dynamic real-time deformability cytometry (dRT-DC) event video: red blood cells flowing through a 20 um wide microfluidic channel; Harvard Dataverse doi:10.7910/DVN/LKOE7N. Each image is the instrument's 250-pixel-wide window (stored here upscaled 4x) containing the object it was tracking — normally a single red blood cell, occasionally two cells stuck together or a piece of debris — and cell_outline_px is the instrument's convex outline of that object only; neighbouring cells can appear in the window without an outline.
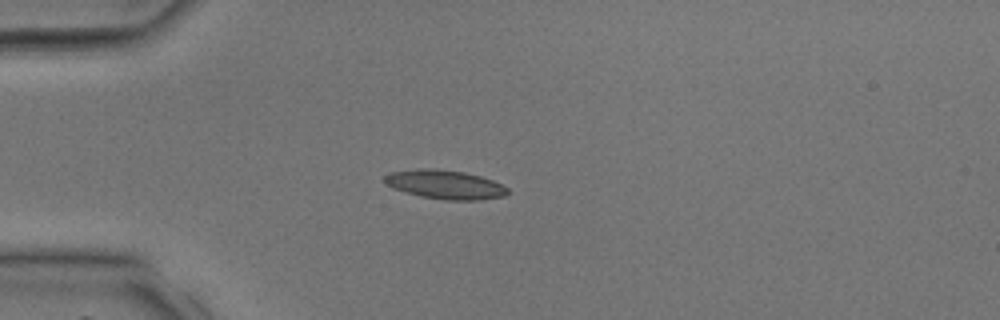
{"species": "common noctule bat (a hibernating species)", "species_latin": "Nyctalus noctula", "temperature_condition": "room temperature", "stored_images_in_passage": 15, "camera_frame_rate_fps": 3000, "um_per_image_px": 0.085, "animal": {"sex": "male", "body_mass_g": 17.9, "forearm_length_mm": 54.2}, "frame": {"image": 1, "passage_image": 10, "time_ms": 3.0, "image_size_px": [1000, 320], "cell_outline_px": [[508, 192], [504, 196], [476, 200], [444, 200], [420, 196], [392, 188], [384, 184], [384, 176], [392, 172], [416, 168], [432, 168], [464, 172], [480, 176], [492, 180], [508, 188]], "centroid_in_image_um": [37.79, 15.68], "position_along_channel_um": 47.2, "area_um2": 20.75}}